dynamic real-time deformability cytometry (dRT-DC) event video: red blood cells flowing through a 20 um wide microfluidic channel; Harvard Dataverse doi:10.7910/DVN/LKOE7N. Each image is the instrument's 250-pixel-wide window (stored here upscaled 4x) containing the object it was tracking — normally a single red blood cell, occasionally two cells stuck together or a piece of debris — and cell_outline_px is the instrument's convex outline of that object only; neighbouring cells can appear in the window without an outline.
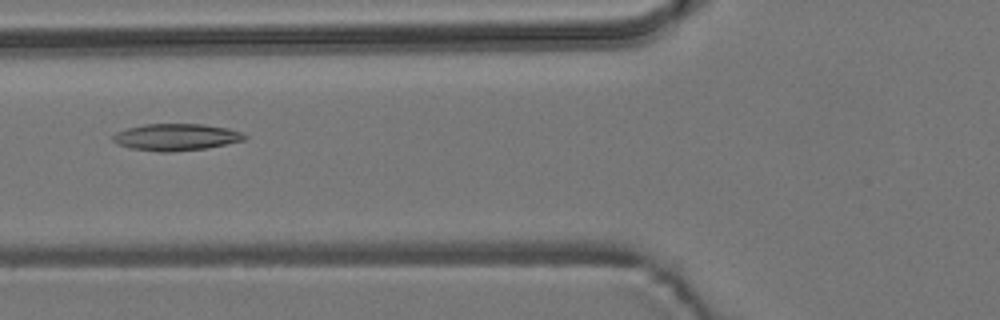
{"species": "common noctule bat (a hibernating species)", "species_latin": "Nyctalus noctula", "temperature_condition": "room temperature", "stored_images_in_passage": 5, "camera_frame_rate_fps": 3000, "um_per_image_px": 0.085, "animal": {"sex": "male", "body_mass_g": 19.2, "forearm_length_mm": 51.8}, "frame": {"image": 1, "passage_image": 5, "time_ms": 5.667, "image_size_px": [1000, 320], "cell_outline_px": [[248, 136], [244, 140], [204, 148], [168, 152], [160, 152], [132, 148], [116, 144], [112, 140], [112, 136], [116, 132], [128, 128], [144, 124], [204, 124], [228, 128], [240, 132]], "centroid_in_image_um": [14.94, 11.64], "position_along_channel_um": 110.9, "area_um2": 20.4}}